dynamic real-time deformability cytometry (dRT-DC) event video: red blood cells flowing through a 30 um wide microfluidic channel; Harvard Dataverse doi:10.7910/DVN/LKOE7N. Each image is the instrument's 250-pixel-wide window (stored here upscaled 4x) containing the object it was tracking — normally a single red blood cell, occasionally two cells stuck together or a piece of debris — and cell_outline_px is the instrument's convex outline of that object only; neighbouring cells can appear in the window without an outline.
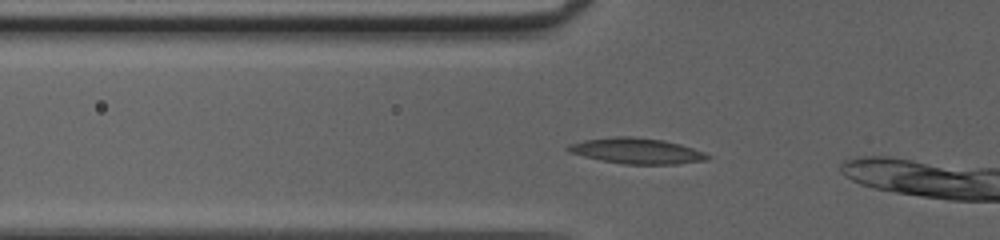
{"species": "common noctule bat (a hibernating species)", "species_latin": "Nyctalus noctula", "temperature_condition": "cold", "stored_images_in_passage": 7, "camera_frame_rate_fps": 3000, "um_per_image_px": 0.085, "animal": {"sex": "female", "body_mass_g": 20.0, "forearm_length_mm": 54.0}, "frame": {"image": 1, "passage_image": 2, "time_ms": 0.333, "image_size_px": [1000, 240], "cell_outline_px": [[712, 156], [708, 160], [676, 164], [624, 164], [584, 156], [568, 152], [564, 148], [568, 144], [584, 140], [616, 136], [632, 136], [664, 140], [680, 144], [704, 152]], "centroid_in_image_um": [54.12, 12.82], "position_along_channel_um": 71.7, "area_um2": 20.87}}
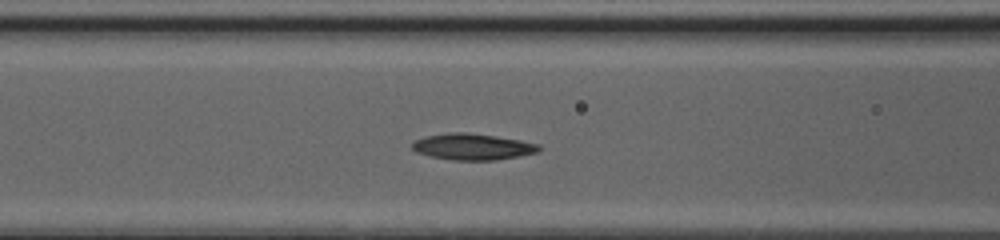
{"frame": {"image": 2, "passage_image": 6, "time_ms": 1.667, "image_size_px": [1000, 240], "cell_outline_px": [[540, 152], [520, 156], [496, 160], [452, 160], [432, 156], [416, 152], [412, 148], [412, 144], [416, 140], [424, 136], [448, 132], [464, 132], [496, 136], [520, 140], [540, 144]], "centroid_in_image_um": [40.2, 12.47], "position_along_channel_um": 126.4, "area_um2": 19.48}}